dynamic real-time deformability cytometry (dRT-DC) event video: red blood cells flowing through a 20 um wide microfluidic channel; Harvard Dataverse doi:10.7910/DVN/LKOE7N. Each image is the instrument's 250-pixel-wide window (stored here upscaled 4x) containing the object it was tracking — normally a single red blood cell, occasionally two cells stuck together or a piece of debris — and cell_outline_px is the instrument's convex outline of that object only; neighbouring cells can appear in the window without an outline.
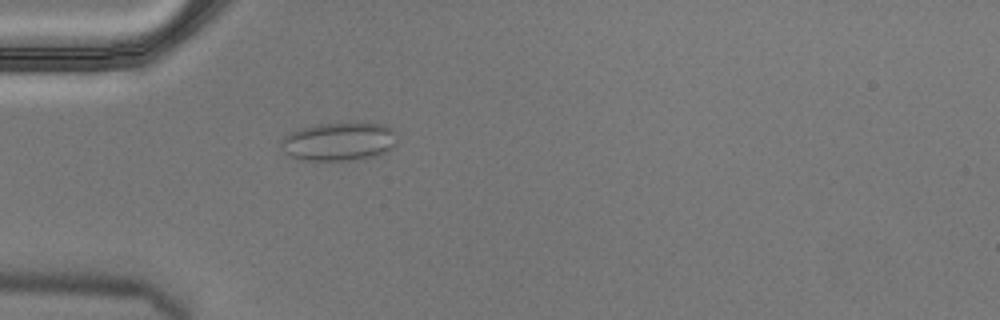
{"species": "Egyptian fruit bat (a non-hibernating species)", "species_latin": "Rousettus aegyptiacus", "temperature_condition": "cold", "stored_images_in_passage": 5, "camera_frame_rate_fps": 3000, "um_per_image_px": 0.085, "animal": {"sex": "male"}, "frame": {"image": 1, "passage_image": 5, "time_ms": 1.333, "image_size_px": [1000, 320], "cell_outline_px": [[396, 148], [376, 156], [356, 160], [308, 160], [292, 156], [284, 152], [280, 144], [280, 140], [284, 136], [300, 128], [316, 124], [352, 120], [364, 120], [384, 124], [392, 128], [396, 132]], "centroid_in_image_um": [28.9, 11.97], "position_along_channel_um": 56.1, "area_um2": 27.11}}